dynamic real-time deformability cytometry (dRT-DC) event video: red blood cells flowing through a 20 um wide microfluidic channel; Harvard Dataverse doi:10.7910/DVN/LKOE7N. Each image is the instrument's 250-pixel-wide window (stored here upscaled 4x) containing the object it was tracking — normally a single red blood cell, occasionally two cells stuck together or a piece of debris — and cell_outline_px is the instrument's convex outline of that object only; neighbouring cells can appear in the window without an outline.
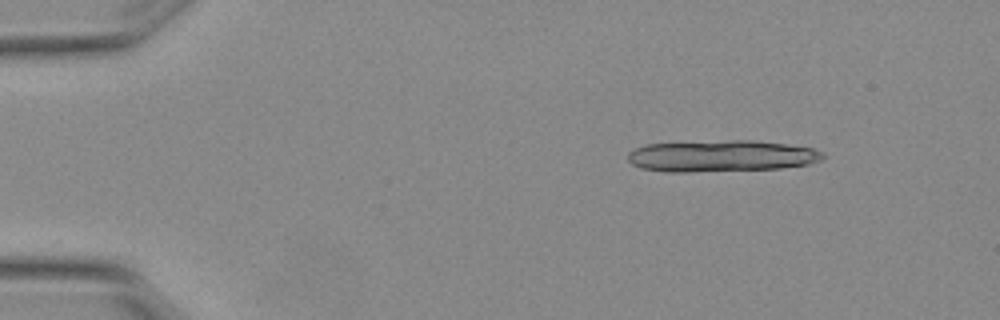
{"species": "Egyptian fruit bat (a non-hibernating species)", "species_latin": "Rousettus aegyptiacus", "temperature_condition": "warm", "stored_images_in_passage": 7, "camera_frame_rate_fps": 3000, "um_per_image_px": 0.085, "animal": {"sex": "female"}, "frame": {"image": 1, "passage_image": 2, "time_ms": 0.333, "image_size_px": [1000, 320], "cell_outline_px": [[824, 156], [820, 160], [808, 164], [780, 168], [684, 172], [664, 172], [640, 168], [632, 164], [628, 160], [628, 152], [636, 148], [648, 144], [728, 140], [752, 140], [788, 144], [812, 148], [824, 152]], "centroid_in_image_um": [61.3, 13.26], "position_along_channel_um": 23.7, "area_um2": 35.78}}
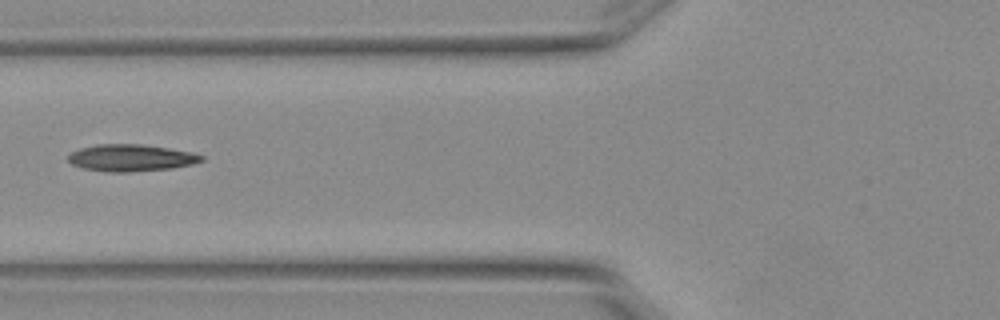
{"frame": {"image": 2, "passage_image": 6, "time_ms": 1.667, "image_size_px": [1000, 320], "cell_outline_px": [[204, 160], [192, 164], [172, 168], [128, 172], [108, 172], [84, 168], [72, 164], [68, 160], [68, 156], [72, 152], [80, 148], [96, 144], [140, 144], [168, 148], [192, 152], [204, 156]], "centroid_in_image_um": [11.14, 13.41], "position_along_channel_um": 114.7, "area_um2": 20.81}}
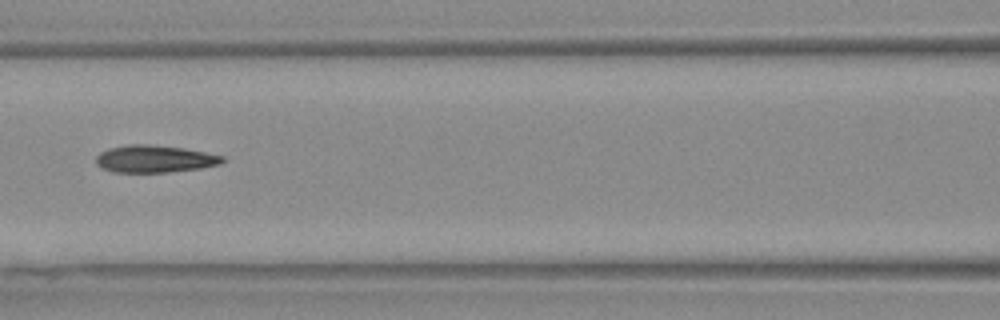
{"frame": {"image": 3, "passage_image": 7, "time_ms": 2.0, "image_size_px": [1000, 320], "cell_outline_px": [[224, 160], [220, 164], [200, 168], [164, 172], [112, 172], [96, 164], [96, 156], [100, 152], [108, 148], [128, 144], [148, 144], [184, 148], [224, 156]], "centroid_in_image_um": [13.11, 13.49], "position_along_channel_um": 153.5, "area_um2": 20.0}}